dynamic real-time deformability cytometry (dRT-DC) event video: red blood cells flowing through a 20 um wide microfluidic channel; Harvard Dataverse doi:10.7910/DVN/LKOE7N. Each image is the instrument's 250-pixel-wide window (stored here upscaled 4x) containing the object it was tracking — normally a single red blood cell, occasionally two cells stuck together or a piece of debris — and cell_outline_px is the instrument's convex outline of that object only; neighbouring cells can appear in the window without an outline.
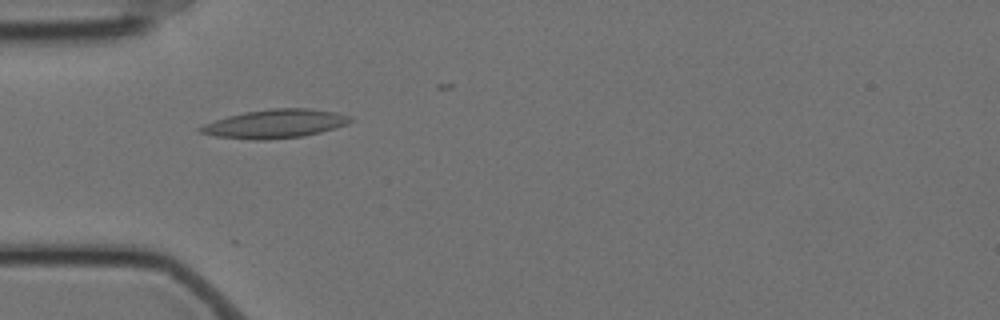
{"species": "Egyptian fruit bat (a non-hibernating species)", "species_latin": "Rousettus aegyptiacus", "temperature_condition": "cold", "stored_images_in_passage": 4, "camera_frame_rate_fps": 3000, "um_per_image_px": 0.085, "animal": {"sex": "female"}, "frame": {"image": 1, "passage_image": 1, "time_ms": 0.0, "image_size_px": [1000, 320], "cell_outline_px": [[352, 120], [348, 124], [320, 132], [304, 136], [268, 140], [252, 140], [216, 136], [200, 132], [196, 128], [204, 124], [228, 116], [244, 112], [272, 108], [308, 108], [336, 112], [352, 116]], "centroid_in_image_um": [23.4, 10.52], "position_along_channel_um": 61.6, "area_um2": 25.09}}
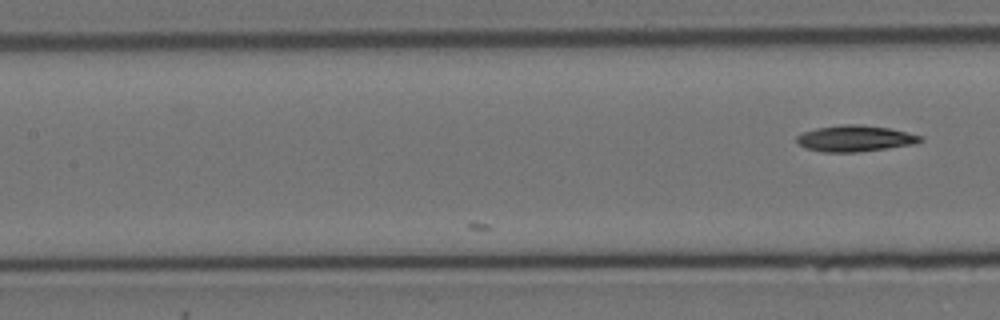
{"frame": {"image": 2, "passage_image": 4, "time_ms": 1.0, "image_size_px": [1000, 320], "cell_outline_px": [[924, 140], [916, 144], [888, 148], [856, 152], [824, 152], [804, 148], [796, 140], [796, 136], [804, 132], [816, 128], [840, 124], [856, 124], [888, 128], [924, 136]], "centroid_in_image_um": [72.7, 11.77], "position_along_channel_um": 134.7, "area_um2": 18.9}}